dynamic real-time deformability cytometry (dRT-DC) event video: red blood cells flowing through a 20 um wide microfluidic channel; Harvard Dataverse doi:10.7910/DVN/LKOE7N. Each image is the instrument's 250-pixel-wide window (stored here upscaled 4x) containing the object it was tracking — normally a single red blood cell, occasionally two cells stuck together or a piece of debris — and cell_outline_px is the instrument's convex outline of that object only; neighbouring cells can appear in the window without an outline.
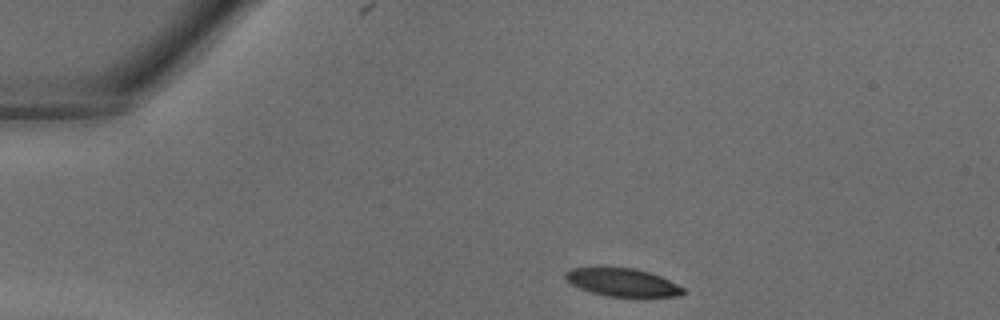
{"species": "common noctule bat (a hibernating species)", "species_latin": "Nyctalus noctula", "temperature_condition": "warm", "stored_images_in_passage": 33, "camera_frame_rate_fps": 3000, "um_per_image_px": 0.085, "animal": {"sex": "male", "body_mass_g": 18.8}, "frame": {"image": 1, "passage_image": 1, "time_ms": 0.0, "image_size_px": [1000, 320], "cell_outline_px": [[684, 292], [680, 296], [608, 296], [592, 292], [580, 288], [572, 284], [564, 276], [564, 272], [572, 268], [632, 268], [648, 272], [660, 276], [684, 288]], "centroid_in_image_um": [52.9, 24.0], "position_along_channel_um": 32.1, "area_um2": 18.67}}
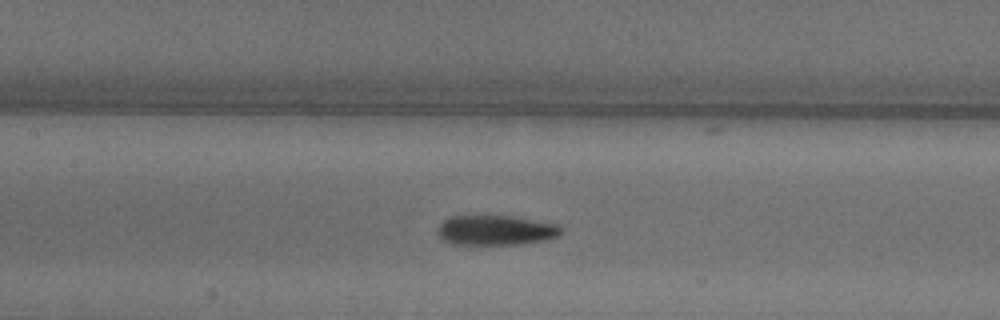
{"frame": {"image": 2, "passage_image": 12, "time_ms": 3.667, "image_size_px": [1000, 320], "cell_outline_px": [[564, 232], [560, 236], [544, 240], [520, 244], [456, 244], [444, 240], [440, 236], [436, 228], [444, 220], [452, 216], [512, 216], [556, 224], [564, 228]], "centroid_in_image_um": [42.18, 19.57], "position_along_channel_um": 165.2, "area_um2": 21.44}}
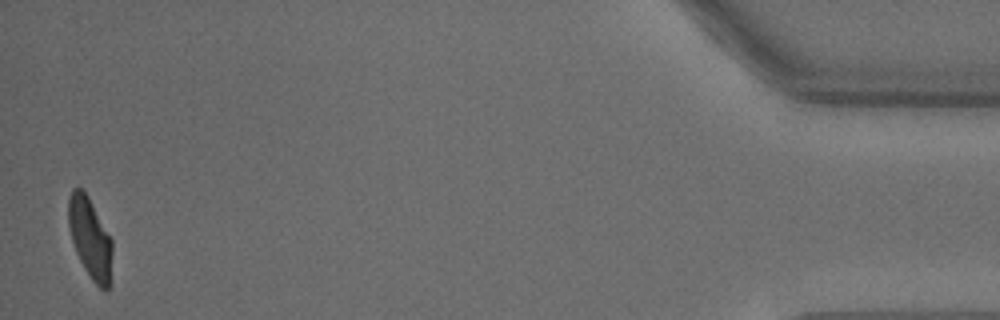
{"frame": {"image": 3, "passage_image": 32, "time_ms": 10.333, "image_size_px": [1000, 320], "cell_outline_px": [[112, 284], [108, 292], [104, 292], [92, 280], [84, 268], [76, 252], [72, 240], [68, 224], [68, 196], [72, 188], [80, 188], [88, 196], [112, 240]], "centroid_in_image_um": [7.68, 20.31], "position_along_channel_um": 427.5, "area_um2": 20.92}}